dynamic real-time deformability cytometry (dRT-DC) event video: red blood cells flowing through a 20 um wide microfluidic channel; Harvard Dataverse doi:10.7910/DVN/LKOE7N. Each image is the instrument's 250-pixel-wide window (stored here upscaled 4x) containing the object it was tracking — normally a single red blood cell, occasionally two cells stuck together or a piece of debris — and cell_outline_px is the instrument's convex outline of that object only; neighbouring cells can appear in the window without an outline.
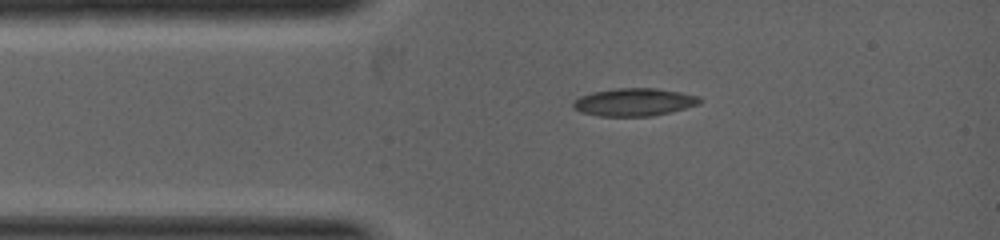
{"species": "common noctule bat (a hibernating species)", "species_latin": "Nyctalus noctula", "temperature_condition": "warm", "stored_images_in_passage": 1, "camera_frame_rate_fps": 5000, "um_per_image_px": 0.085, "animal": {"sex": "female", "body_mass_g": 19.0, "forearm_length_mm": 53.3}, "frame": {"image": 1, "passage_image": 1, "time_ms": 0.0, "image_size_px": [1000, 240], "cell_outline_px": [[704, 100], [700, 104], [652, 116], [600, 116], [580, 112], [572, 108], [572, 104], [580, 96], [592, 92], [616, 88], [656, 88], [680, 92], [700, 96]], "centroid_in_image_um": [53.91, 8.67], "position_along_channel_um": 31.1, "area_um2": 20.52}}